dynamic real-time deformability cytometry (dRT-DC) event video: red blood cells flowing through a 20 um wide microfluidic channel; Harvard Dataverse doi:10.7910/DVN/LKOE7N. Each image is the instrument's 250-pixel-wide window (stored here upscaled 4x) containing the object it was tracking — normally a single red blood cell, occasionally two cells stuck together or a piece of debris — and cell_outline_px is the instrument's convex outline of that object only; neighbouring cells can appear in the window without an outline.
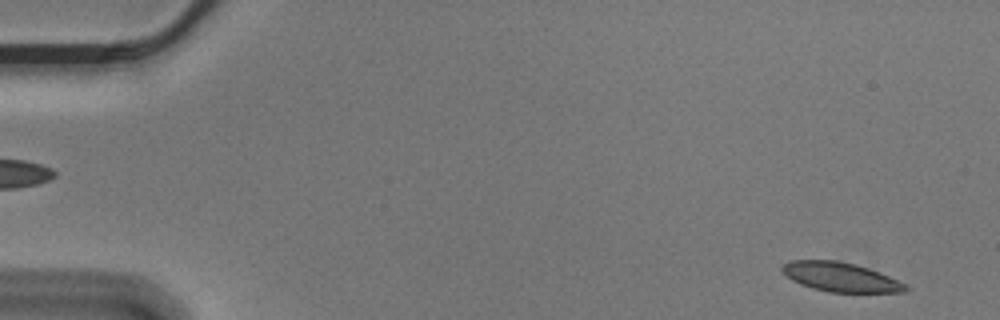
{"species": "Egyptian fruit bat (a non-hibernating species)", "species_latin": "Rousettus aegyptiacus", "temperature_condition": "cold", "stored_images_in_passage": 56, "camera_frame_rate_fps": 3000, "um_per_image_px": 0.085, "animal": {"sex": "male"}, "frame": {"image": 1, "passage_image": 3, "time_ms": 0.667, "image_size_px": [1000, 320], "cell_outline_px": [[908, 292], [828, 292], [812, 288], [800, 284], [792, 280], [780, 268], [784, 264], [792, 260], [836, 260], [856, 264], [880, 272], [908, 284]], "centroid_in_image_um": [71.49, 23.55], "position_along_channel_um": 13.5, "area_um2": 21.1}}
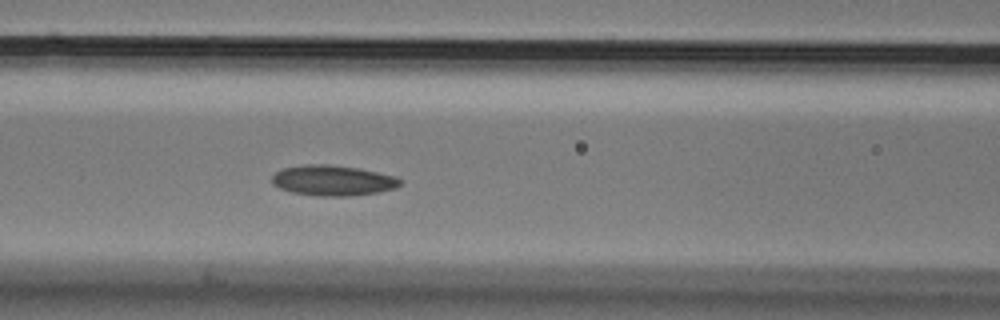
{"frame": {"image": 2, "passage_image": 24, "time_ms": 7.667, "image_size_px": [1000, 320], "cell_outline_px": [[404, 180], [396, 188], [376, 192], [352, 196], [316, 196], [292, 192], [280, 188], [272, 184], [272, 176], [276, 172], [284, 168], [308, 164], [328, 164], [360, 168], [396, 176]], "centroid_in_image_um": [28.32, 15.34], "position_along_channel_um": 138.3, "area_um2": 22.83}}
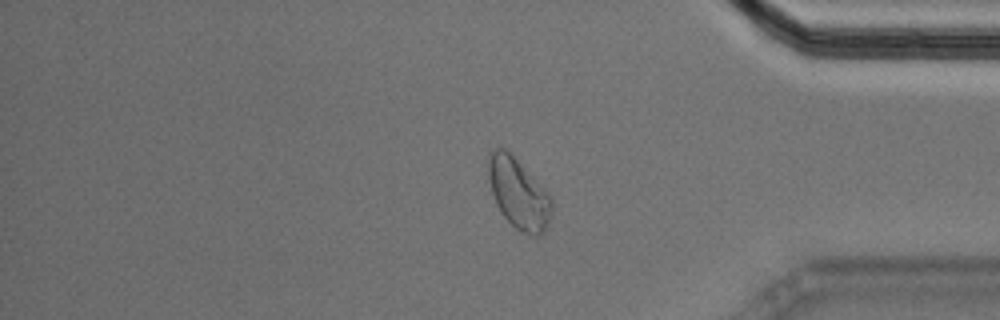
{"frame": {"image": 3, "passage_image": 47, "time_ms": 15.333, "image_size_px": [1000, 320], "cell_outline_px": [[552, 216], [544, 232], [540, 236], [532, 236], [516, 228], [500, 212], [496, 204], [492, 192], [488, 176], [488, 160], [492, 152], [496, 148], [504, 148], [548, 192], [552, 200]], "centroid_in_image_um": [44.09, 16.5], "position_along_channel_um": 391.1, "area_um2": 25.55}, "authors_computed_cell_mechanics": {"area_um2": 22.1374, "velocity_mm_per_s": 3.5359, "shape_relaxation_time_tau1_ms": null, "shape_relaxation_time_tau2_ms": 4.3826, "deformation_change_tau1": null, "deformation_change_tau2": 0.0673}}